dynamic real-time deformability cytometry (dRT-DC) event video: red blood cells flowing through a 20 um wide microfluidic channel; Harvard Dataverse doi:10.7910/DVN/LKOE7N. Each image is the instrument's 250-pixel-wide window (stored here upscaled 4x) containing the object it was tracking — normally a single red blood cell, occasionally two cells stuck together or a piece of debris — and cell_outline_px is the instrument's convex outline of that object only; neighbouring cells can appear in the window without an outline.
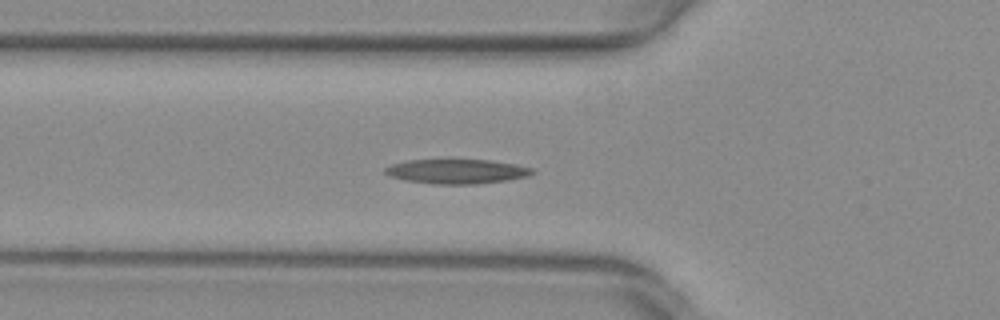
{"species": "common noctule bat (a hibernating species)", "species_latin": "Nyctalus noctula", "temperature_condition": "warm", "stored_images_in_passage": 4, "camera_frame_rate_fps": 3000, "um_per_image_px": 0.085, "animal": {"sex": "female", "body_mass_g": 29.2, "forearm_length_mm": 56.3}, "frame": {"image": 1, "passage_image": 3, "time_ms": 0.667, "image_size_px": [1000, 320], "cell_outline_px": [[536, 172], [528, 176], [508, 180], [476, 184], [432, 184], [404, 180], [388, 176], [384, 172], [384, 168], [392, 164], [408, 160], [448, 156], [488, 160], [516, 164], [532, 168]], "centroid_in_image_um": [38.78, 14.52], "position_along_channel_um": 87.0, "area_um2": 22.25}}